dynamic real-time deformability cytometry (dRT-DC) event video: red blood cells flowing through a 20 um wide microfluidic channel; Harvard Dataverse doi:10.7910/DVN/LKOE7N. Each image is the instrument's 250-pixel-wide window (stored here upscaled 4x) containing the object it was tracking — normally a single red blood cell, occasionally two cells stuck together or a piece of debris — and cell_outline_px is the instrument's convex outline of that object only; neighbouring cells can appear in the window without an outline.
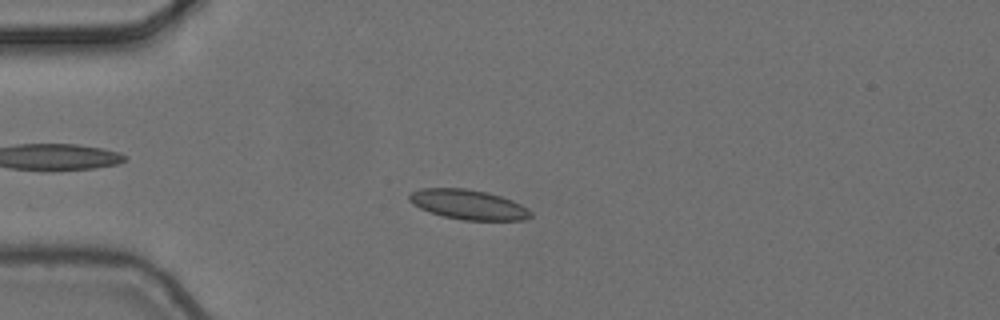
{"species": "common noctule bat (a hibernating species)", "species_latin": "Nyctalus noctula", "temperature_condition": "cold", "stored_images_in_passage": 10, "camera_frame_rate_fps": 3000, "um_per_image_px": 0.085, "animal": {"sex": "female", "body_mass_g": 24.6, "forearm_length_mm": 56.2}, "frame": {"image": 1, "passage_image": 4, "time_ms": 1.0, "image_size_px": [1000, 320], "cell_outline_px": [[532, 216], [524, 220], [464, 220], [444, 216], [420, 208], [412, 204], [408, 200], [408, 196], [412, 192], [420, 188], [464, 188], [488, 192], [512, 200], [528, 208], [532, 212]], "centroid_in_image_um": [39.81, 17.38], "position_along_channel_um": 45.2, "area_um2": 21.04}}
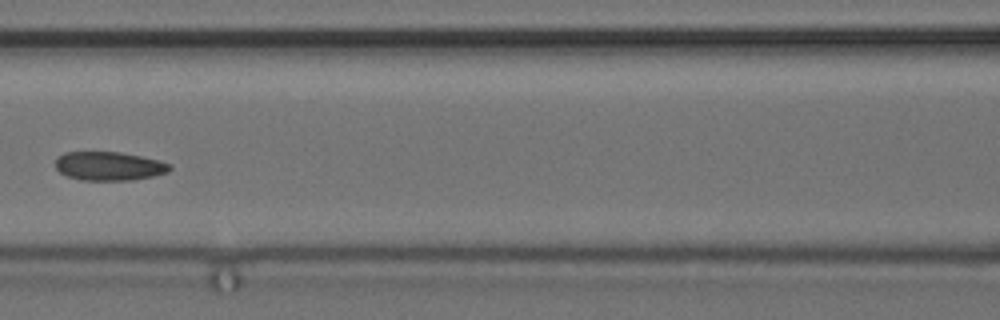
{"frame": {"image": 2, "passage_image": 7, "time_ms": 2.0, "image_size_px": [1000, 320], "cell_outline_px": [[172, 168], [168, 172], [152, 176], [132, 180], [84, 180], [68, 176], [60, 172], [56, 168], [56, 156], [64, 152], [120, 152], [140, 156], [172, 164]], "centroid_in_image_um": [9.26, 14.11], "position_along_channel_um": 157.3, "area_um2": 19.07}}
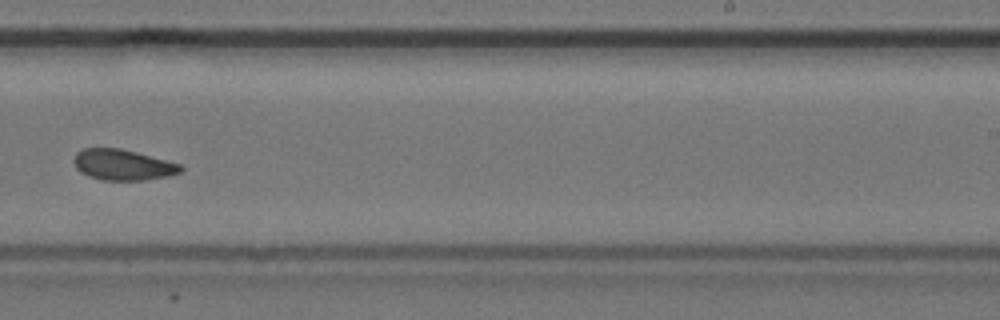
{"frame": {"image": 3, "passage_image": 10, "time_ms": 3.0, "image_size_px": [1000, 320], "cell_outline_px": [[184, 168], [180, 172], [168, 176], [144, 180], [100, 180], [88, 176], [80, 172], [76, 168], [72, 160], [76, 152], [84, 148], [120, 148], [136, 152], [180, 164]], "centroid_in_image_um": [10.39, 14.01], "position_along_channel_um": 278.6, "area_um2": 19.19}}